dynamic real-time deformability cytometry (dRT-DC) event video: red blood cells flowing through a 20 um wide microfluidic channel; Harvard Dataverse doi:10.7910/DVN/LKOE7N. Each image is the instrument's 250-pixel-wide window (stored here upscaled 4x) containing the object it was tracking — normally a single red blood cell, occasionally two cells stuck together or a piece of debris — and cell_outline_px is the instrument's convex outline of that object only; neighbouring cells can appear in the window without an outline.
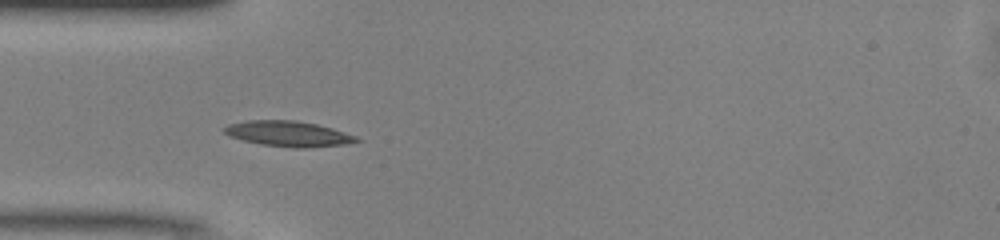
{"species": "common noctule bat (a hibernating species)", "species_latin": "Nyctalus noctula", "temperature_condition": "warm", "stored_images_in_passage": 36, "camera_frame_rate_fps": 3000, "um_per_image_px": 0.085, "animal": {"sex": "male", "body_mass_g": 13.0, "forearm_length_mm": 53.1}, "frame": {"image": 1, "passage_image": 1, "time_ms": 0.0, "image_size_px": [1000, 240], "cell_outline_px": [[364, 140], [344, 144], [308, 148], [292, 148], [260, 144], [244, 140], [232, 136], [224, 132], [224, 128], [228, 124], [248, 120], [296, 120], [316, 124], [332, 128], [356, 136]], "centroid_in_image_um": [24.55, 11.37], "position_along_channel_um": 60.5, "area_um2": 19.54}}
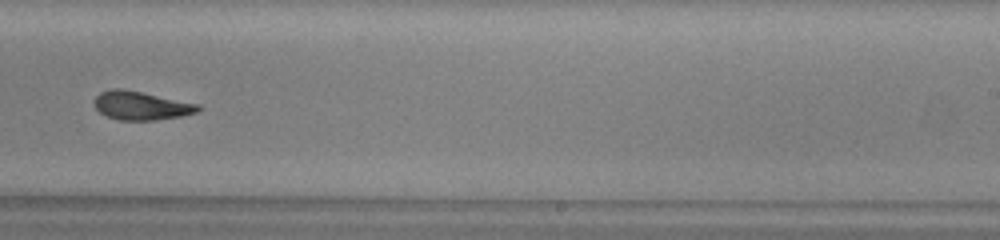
{"frame": {"image": 2, "passage_image": 17, "time_ms": 5.333, "image_size_px": [1000, 240], "cell_outline_px": [[204, 108], [196, 112], [180, 116], [152, 120], [120, 120], [108, 116], [100, 112], [96, 108], [96, 96], [100, 92], [112, 88], [120, 88], [200, 104]], "centroid_in_image_um": [12.03, 8.97], "position_along_channel_um": 277.0, "area_um2": 16.99}}
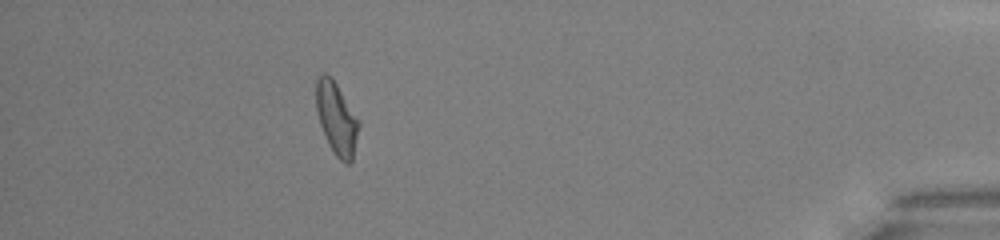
{"frame": {"image": 3, "passage_image": 31, "time_ms": 10.0, "image_size_px": [1000, 240], "cell_outline_px": [[360, 124], [352, 160], [348, 164], [344, 164], [336, 156], [328, 144], [320, 124], [316, 108], [316, 80], [324, 72], [336, 84], [360, 120]], "centroid_in_image_um": [28.62, 10.1], "position_along_channel_um": 406.6, "area_um2": 17.8}, "authors_computed_cell_mechanics": {"area_um2": 17.6868, "velocity_mm_per_s": 4.088, "shape_relaxation_time_tau1_ms": 5.6912, "shape_relaxation_time_tau2_ms": 3.851, "deformation_change_tau1": 0.181, "deformation_change_tau2": 0.1129}}